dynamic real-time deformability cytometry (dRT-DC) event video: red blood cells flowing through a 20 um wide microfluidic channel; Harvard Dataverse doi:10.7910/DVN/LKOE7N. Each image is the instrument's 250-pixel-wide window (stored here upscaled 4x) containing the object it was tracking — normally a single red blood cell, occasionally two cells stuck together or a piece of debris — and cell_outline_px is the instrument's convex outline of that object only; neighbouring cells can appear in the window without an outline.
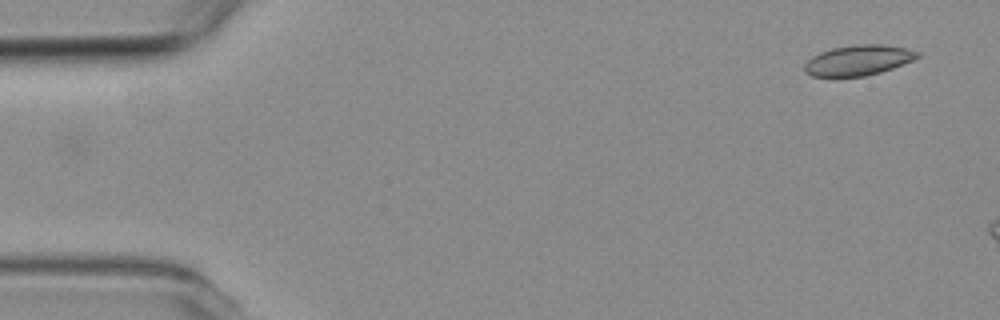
{"species": "common noctule bat (a hibernating species)", "species_latin": "Nyctalus noctula", "temperature_condition": "room temperature", "stored_images_in_passage": 5, "camera_frame_rate_fps": 3000, "um_per_image_px": 0.085, "animal": {"sex": "female", "body_mass_g": 19.3, "forearm_length_mm": 54.1}, "frame": {"image": 1, "passage_image": 1, "time_ms": 0.0, "image_size_px": [1000, 320], "cell_outline_px": [[920, 56], [912, 60], [892, 68], [880, 72], [864, 76], [812, 76], [804, 72], [804, 64], [812, 56], [820, 52], [832, 48], [856, 44], [880, 44], [908, 48], [920, 52]], "centroid_in_image_um": [72.95, 5.11], "position_along_channel_um": 12.1, "area_um2": 19.88}}